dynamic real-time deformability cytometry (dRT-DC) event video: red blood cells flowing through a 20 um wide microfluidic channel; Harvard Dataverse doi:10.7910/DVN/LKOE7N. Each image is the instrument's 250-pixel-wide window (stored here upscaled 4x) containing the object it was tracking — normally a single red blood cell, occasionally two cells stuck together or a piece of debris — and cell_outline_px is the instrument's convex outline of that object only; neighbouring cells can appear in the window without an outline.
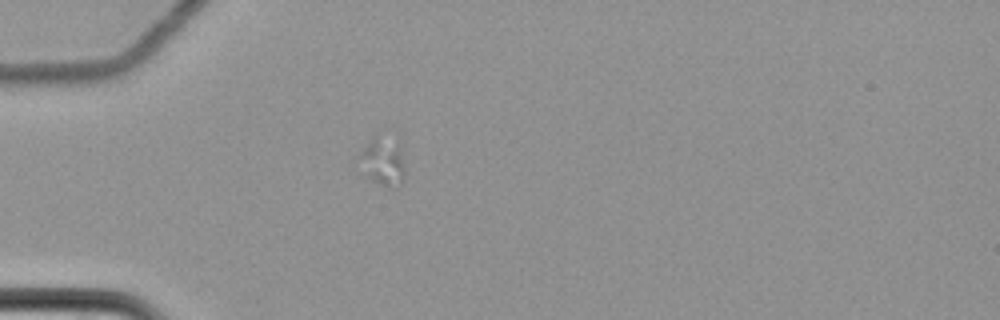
{"species": "common noctule bat (a hibernating species)", "species_latin": "Nyctalus noctula", "temperature_condition": "cold", "stored_images_in_passage": 2, "camera_frame_rate_fps": 3000, "um_per_image_px": 0.085, "animal": {"sex": "female", "body_mass_g": 22.7, "forearm_length_mm": 54.2}, "frame": {"image": 1, "passage_image": 1, "time_ms": 0.0, "image_size_px": [1000, 320], "cell_outline_px": [[404, 176], [392, 188], [372, 180], [364, 176], [356, 156], [376, 136], [400, 148], [404, 168]], "centroid_in_image_um": [32.46, 13.8], "position_along_channel_um": 52.5, "area_um2": 11.96}}